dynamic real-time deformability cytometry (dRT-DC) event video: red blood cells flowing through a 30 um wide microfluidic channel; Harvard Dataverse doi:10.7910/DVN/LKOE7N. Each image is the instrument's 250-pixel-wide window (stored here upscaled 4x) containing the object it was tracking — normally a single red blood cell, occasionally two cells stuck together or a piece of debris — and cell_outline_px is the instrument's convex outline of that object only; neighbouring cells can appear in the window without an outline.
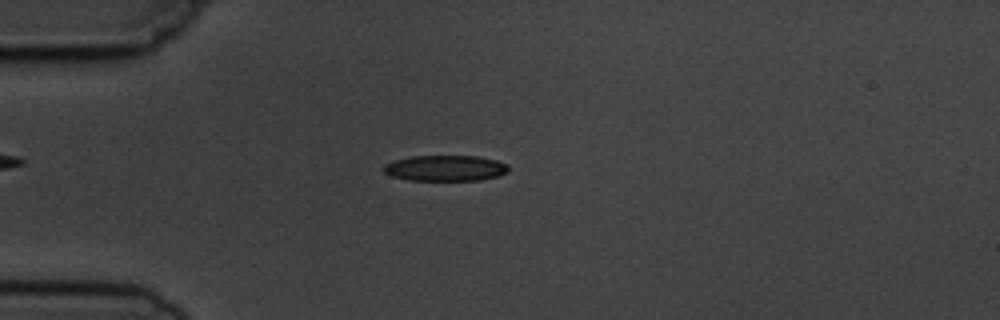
{"species": "common noctule bat (a hibernating species)", "species_latin": "Nyctalus noctula", "temperature_condition": "cold", "stored_images_in_passage": 5, "camera_frame_rate_fps": 3000, "um_per_image_px": 0.085, "animal": {"sex": "male", "body_mass_g": 19.5, "forearm_length_mm": 54.6}, "frame": {"image": 1, "passage_image": 4, "time_ms": 3.667, "image_size_px": [1000, 320], "cell_outline_px": [[508, 172], [500, 176], [480, 180], [408, 180], [392, 176], [384, 172], [384, 164], [392, 160], [412, 156], [476, 156], [496, 160], [508, 164]], "centroid_in_image_um": [37.86, 14.29], "position_along_channel_um": 47.1, "area_um2": 18.84}}